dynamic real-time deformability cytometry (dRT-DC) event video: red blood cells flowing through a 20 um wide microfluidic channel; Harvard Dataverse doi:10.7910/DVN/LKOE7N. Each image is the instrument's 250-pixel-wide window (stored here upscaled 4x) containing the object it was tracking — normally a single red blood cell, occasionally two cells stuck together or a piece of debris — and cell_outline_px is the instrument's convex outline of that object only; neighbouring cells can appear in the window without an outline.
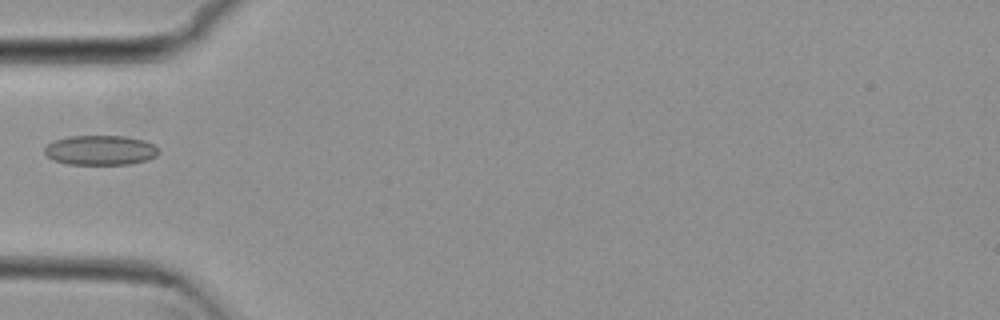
{"species": "common noctule bat (a hibernating species)", "species_latin": "Nyctalus noctula", "temperature_condition": "cold", "stored_images_in_passage": 37, "camera_frame_rate_fps": 3000, "um_per_image_px": 0.085, "animal": {"sex": "female", "body_mass_g": 29.2, "forearm_length_mm": 56.3}, "frame": {"image": 1, "passage_image": 1, "time_ms": 0.0, "image_size_px": [1000, 320], "cell_outline_px": [[160, 152], [156, 156], [148, 160], [128, 164], [68, 164], [52, 160], [44, 152], [44, 148], [48, 144], [56, 140], [68, 136], [124, 136], [144, 140], [156, 144], [160, 148]], "centroid_in_image_um": [8.58, 12.76], "position_along_channel_um": 76.4, "area_um2": 19.94}}
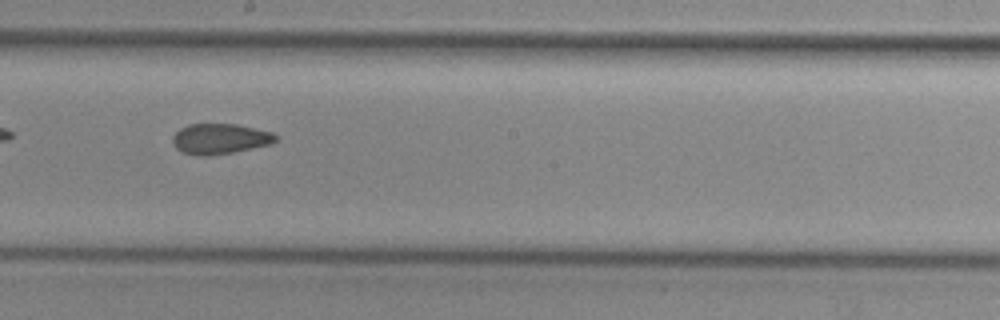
{"frame": {"image": 2, "passage_image": 13, "time_ms": 4.0, "image_size_px": [1000, 320], "cell_outline_px": [[280, 136], [272, 144], [232, 152], [208, 156], [200, 156], [180, 152], [176, 148], [172, 140], [172, 136], [180, 128], [188, 124], [236, 124], [272, 132]], "centroid_in_image_um": [18.69, 11.8], "position_along_channel_um": 229.5, "area_um2": 18.38}}
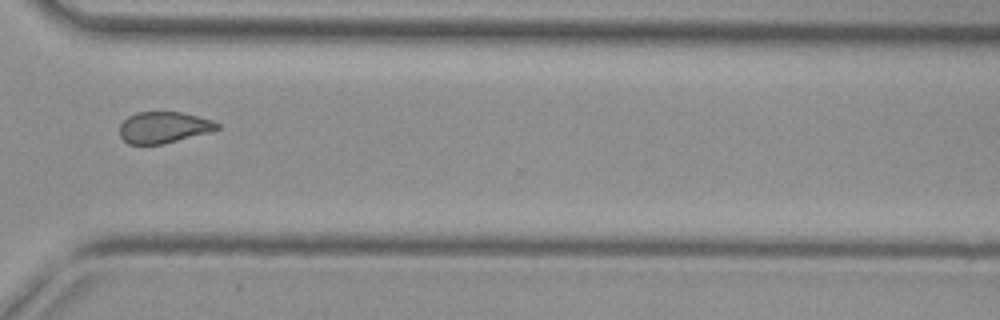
{"frame": {"image": 3, "passage_image": 23, "time_ms": 7.333, "image_size_px": [1000, 320], "cell_outline_px": [[220, 128], [212, 132], [160, 144], [128, 144], [120, 136], [120, 124], [128, 116], [136, 112], [180, 112], [212, 120], [220, 124]], "centroid_in_image_um": [13.92, 10.82], "position_along_channel_um": 356.7, "area_um2": 17.74}}